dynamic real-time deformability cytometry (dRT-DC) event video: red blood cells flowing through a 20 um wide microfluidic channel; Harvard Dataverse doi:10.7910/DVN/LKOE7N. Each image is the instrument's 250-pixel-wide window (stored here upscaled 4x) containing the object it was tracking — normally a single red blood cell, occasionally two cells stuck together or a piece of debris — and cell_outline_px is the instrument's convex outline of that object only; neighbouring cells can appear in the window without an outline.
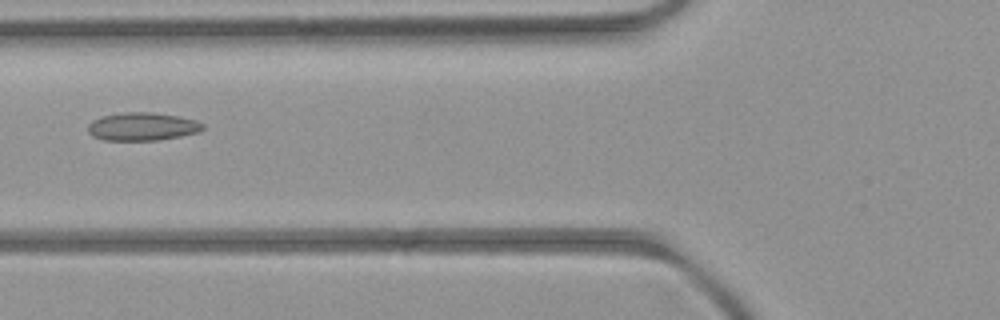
{"species": "common noctule bat (a hibernating species)", "species_latin": "Nyctalus noctula", "temperature_condition": "room temperature", "stored_images_in_passage": 7, "camera_frame_rate_fps": 3000, "um_per_image_px": 0.085, "animal": {"sex": "female", "body_mass_g": 21.9}, "frame": {"image": 1, "passage_image": 6, "time_ms": 5.667, "image_size_px": [1000, 320], "cell_outline_px": [[204, 128], [200, 132], [180, 136], [156, 140], [104, 140], [92, 136], [88, 132], [88, 124], [92, 120], [100, 116], [124, 112], [152, 112], [180, 116], [196, 120], [204, 124]], "centroid_in_image_um": [12.1, 10.75], "position_along_channel_um": 113.7, "area_um2": 18.96}}
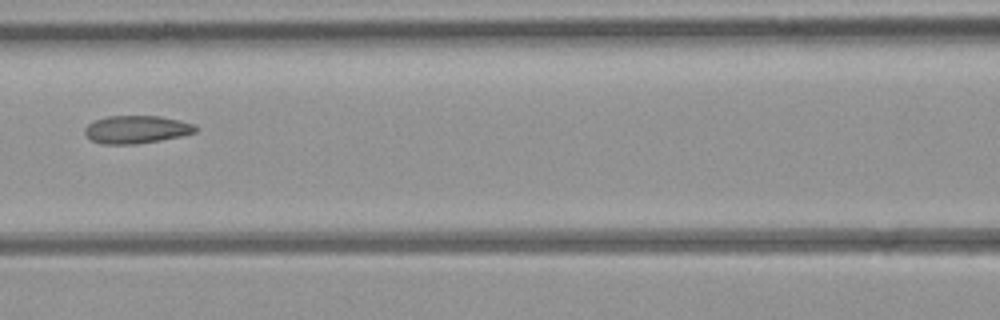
{"frame": {"image": 2, "passage_image": 7, "time_ms": 6.667, "image_size_px": [1000, 320], "cell_outline_px": [[200, 128], [196, 132], [180, 136], [160, 140], [136, 144], [104, 144], [92, 140], [84, 132], [84, 128], [88, 124], [96, 120], [108, 116], [160, 116], [180, 120], [196, 124]], "centroid_in_image_um": [11.65, 11.0], "position_along_channel_um": 154.9, "area_um2": 17.98}}